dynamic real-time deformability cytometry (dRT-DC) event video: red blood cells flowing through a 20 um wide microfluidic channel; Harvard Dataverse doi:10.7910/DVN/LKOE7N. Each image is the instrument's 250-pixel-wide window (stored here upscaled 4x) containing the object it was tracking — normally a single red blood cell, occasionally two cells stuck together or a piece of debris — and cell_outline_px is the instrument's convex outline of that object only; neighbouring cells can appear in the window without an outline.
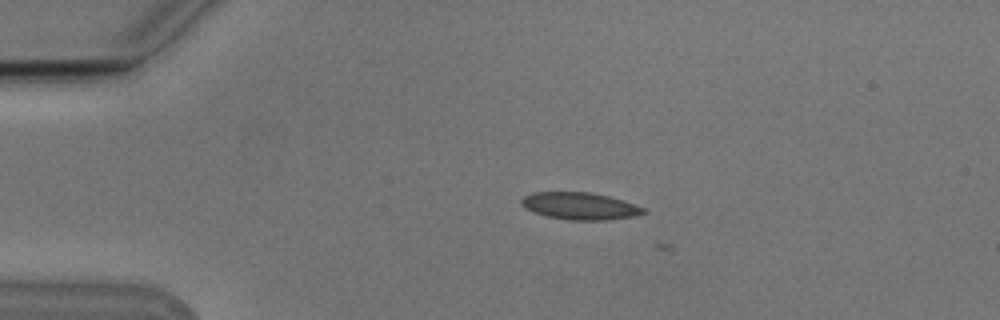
{"species": "Egyptian fruit bat (a non-hibernating species)", "species_latin": "Rousettus aegyptiacus", "temperature_condition": "cold", "stored_images_in_passage": 3, "camera_frame_rate_fps": 3000, "um_per_image_px": 0.085, "animal": {"sex": "male"}, "frame": {"image": 1, "passage_image": 2, "time_ms": 0.333, "image_size_px": [1000, 320], "cell_outline_px": [[648, 212], [632, 216], [608, 220], [568, 220], [548, 216], [524, 208], [520, 204], [520, 200], [524, 196], [532, 192], [592, 192], [608, 196], [644, 208]], "centroid_in_image_um": [49.25, 17.51], "position_along_channel_um": 35.8, "area_um2": 19.13}}